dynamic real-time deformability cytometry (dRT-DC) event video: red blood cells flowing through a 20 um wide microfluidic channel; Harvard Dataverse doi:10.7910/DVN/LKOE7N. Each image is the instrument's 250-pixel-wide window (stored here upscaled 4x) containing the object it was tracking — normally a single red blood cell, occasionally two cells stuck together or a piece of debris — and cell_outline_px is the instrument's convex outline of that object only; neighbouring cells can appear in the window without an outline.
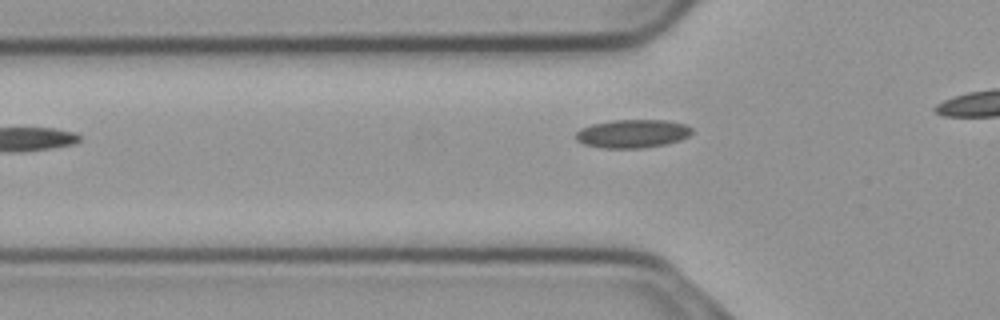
{"species": "common noctule bat (a hibernating species)", "species_latin": "Nyctalus noctula", "temperature_condition": "cold", "stored_images_in_passage": 10, "camera_frame_rate_fps": 3000, "um_per_image_px": 0.085, "animal": {"sex": "male", "body_mass_g": 23.1, "forearm_length_mm": 52.7}, "frame": {"image": 1, "passage_image": 4, "time_ms": 1.0, "image_size_px": [1000, 320], "cell_outline_px": [[692, 132], [688, 136], [680, 140], [668, 144], [644, 148], [604, 148], [584, 144], [576, 140], [576, 132], [580, 128], [592, 124], [612, 120], [668, 120], [684, 124], [692, 128]], "centroid_in_image_um": [53.77, 11.36], "position_along_channel_um": 72.0, "area_um2": 19.31}}
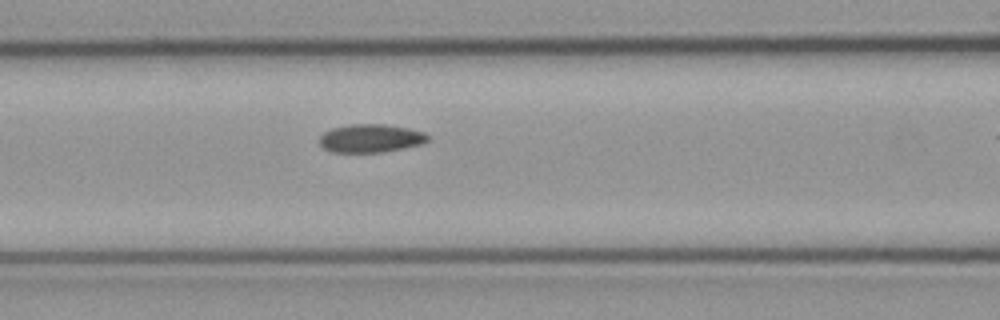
{"frame": {"image": 2, "passage_image": 9, "time_ms": 2.667, "image_size_px": [1000, 320], "cell_outline_px": [[428, 140], [420, 144], [384, 152], [332, 152], [324, 148], [320, 144], [320, 136], [324, 132], [332, 128], [348, 124], [384, 124], [408, 128], [424, 132], [428, 136]], "centroid_in_image_um": [31.48, 11.75], "position_along_channel_um": 135.1, "area_um2": 17.74}}